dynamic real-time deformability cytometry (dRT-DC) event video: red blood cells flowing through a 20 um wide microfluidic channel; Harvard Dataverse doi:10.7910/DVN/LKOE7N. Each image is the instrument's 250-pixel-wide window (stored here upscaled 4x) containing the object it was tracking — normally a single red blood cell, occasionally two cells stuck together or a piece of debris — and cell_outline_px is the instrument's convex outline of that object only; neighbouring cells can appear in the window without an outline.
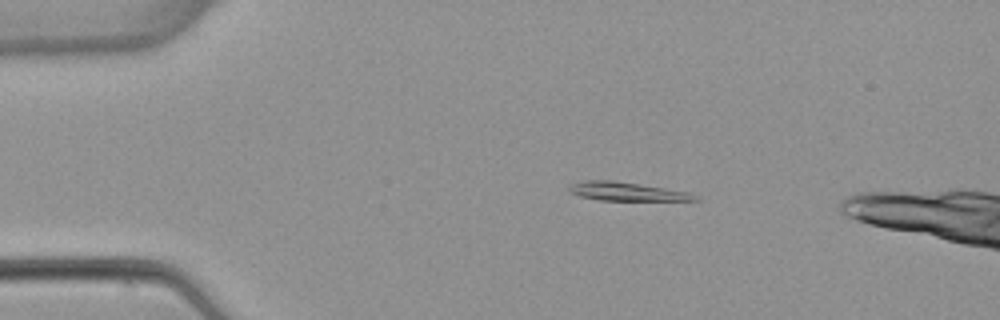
{"species": "common noctule bat (a hibernating species)", "species_latin": "Nyctalus noctula", "temperature_condition": "warm", "stored_images_in_passage": 4, "camera_frame_rate_fps": 3000, "um_per_image_px": 0.085, "animal": {"sex": "female", "body_mass_g": 22.7, "forearm_length_mm": 54.2}, "frame": {"image": 1, "passage_image": 2, "time_ms": 1.333, "image_size_px": [1000, 320], "cell_outline_px": [[700, 200], [600, 200], [580, 196], [568, 192], [568, 184], [584, 180], [612, 180], [664, 188], [688, 192], [696, 196]], "centroid_in_image_um": [53.17, 16.27], "position_along_channel_um": 31.8, "area_um2": 13.47}}
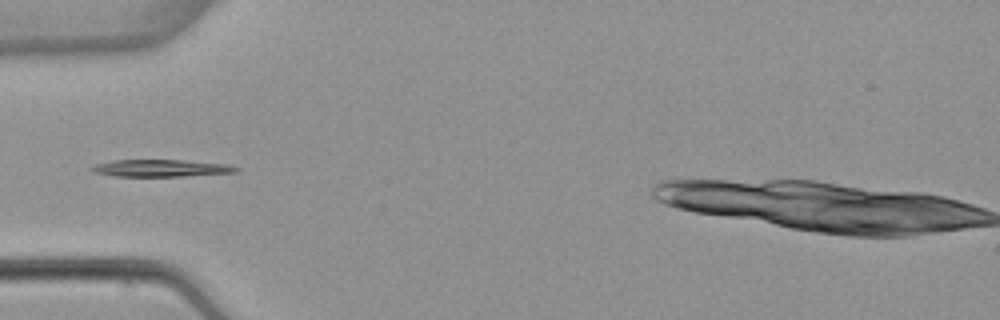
{"frame": {"image": 2, "passage_image": 4, "time_ms": 3.667, "image_size_px": [1000, 320], "cell_outline_px": [[240, 168], [236, 172], [184, 176], [112, 176], [92, 172], [88, 168], [96, 164], [112, 160], [184, 160], [228, 164]], "centroid_in_image_um": [13.64, 14.29], "position_along_channel_um": 71.4, "area_um2": 14.45}}